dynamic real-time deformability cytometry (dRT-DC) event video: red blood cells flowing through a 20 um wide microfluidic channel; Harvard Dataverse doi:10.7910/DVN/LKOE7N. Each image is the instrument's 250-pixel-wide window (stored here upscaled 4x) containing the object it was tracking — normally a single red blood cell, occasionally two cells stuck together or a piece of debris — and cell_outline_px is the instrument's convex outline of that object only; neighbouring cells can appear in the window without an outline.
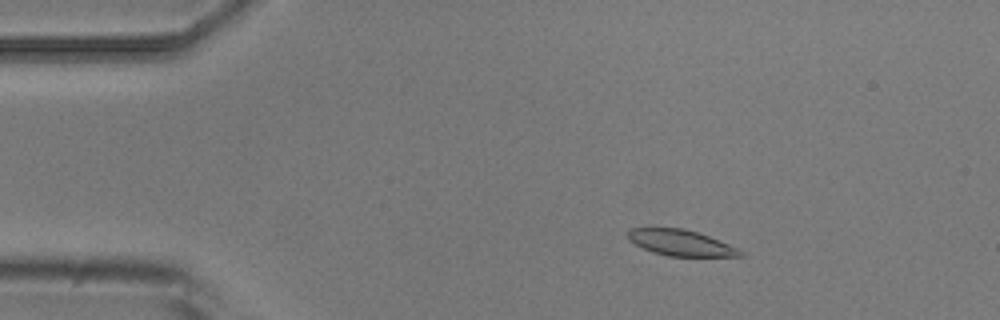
{"species": "common noctule bat (a hibernating species)", "species_latin": "Nyctalus noctula", "temperature_condition": "room temperature", "stored_images_in_passage": 3, "camera_frame_rate_fps": 3000, "um_per_image_px": 0.085, "animal": {"sex": "male", "body_mass_g": 20.5, "forearm_length_mm": 52.5}, "frame": {"image": 1, "passage_image": 2, "time_ms": 1.333, "image_size_px": [1000, 320], "cell_outline_px": [[744, 256], [668, 256], [652, 252], [628, 240], [628, 228], [684, 228], [708, 236], [728, 244], [744, 252]], "centroid_in_image_um": [57.84, 20.63], "position_along_channel_um": 27.2, "area_um2": 16.76}}